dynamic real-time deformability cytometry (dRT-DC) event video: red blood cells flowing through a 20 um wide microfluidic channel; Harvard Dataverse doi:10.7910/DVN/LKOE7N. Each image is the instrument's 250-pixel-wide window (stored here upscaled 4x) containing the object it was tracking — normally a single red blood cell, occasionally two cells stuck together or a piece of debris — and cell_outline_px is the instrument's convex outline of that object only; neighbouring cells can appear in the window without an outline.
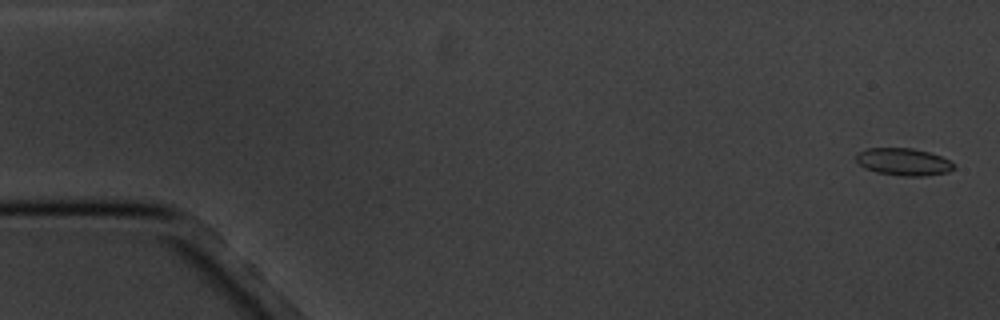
{"species": "common noctule bat (a hibernating species)", "species_latin": "Nyctalus noctula", "temperature_condition": "cold", "stored_images_in_passage": 6, "segment_of_instrument_passage": [2, 2], "camera_frame_rate_fps": 3000, "um_per_image_px": 0.085, "animal": {"sex": "male", "body_mass_g": 20.1, "forearm_length_mm": 53.5}, "frame": {"image": 1, "passage_image": 6, "time_ms": 6.0, "image_size_px": [1000, 320], "cell_outline_px": [[956, 168], [948, 172], [924, 176], [900, 176], [876, 172], [864, 168], [856, 160], [856, 156], [860, 152], [868, 148], [912, 148], [928, 152], [940, 156], [956, 164]], "centroid_in_image_um": [76.82, 13.77], "position_along_channel_um": 8.2, "area_um2": 15.55}}